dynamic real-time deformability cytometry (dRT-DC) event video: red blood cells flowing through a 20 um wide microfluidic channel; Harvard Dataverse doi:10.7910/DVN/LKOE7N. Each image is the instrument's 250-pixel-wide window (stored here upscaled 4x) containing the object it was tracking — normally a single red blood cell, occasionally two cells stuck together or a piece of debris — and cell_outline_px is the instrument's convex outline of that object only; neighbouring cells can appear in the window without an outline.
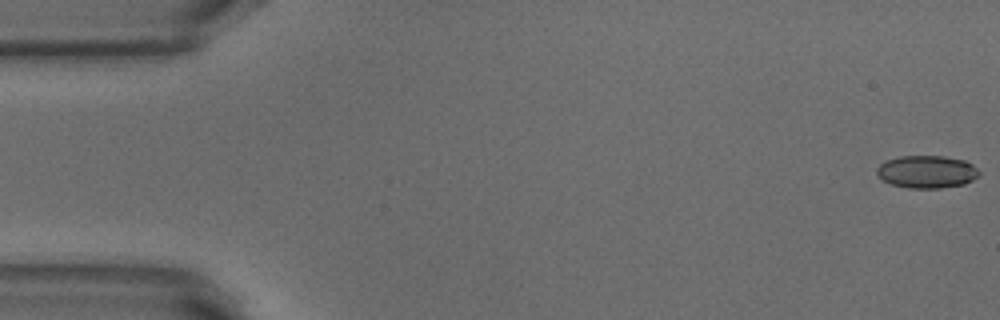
{"species": "common noctule bat (a hibernating species)", "species_latin": "Nyctalus noctula", "temperature_condition": "warm", "stored_images_in_passage": 50, "camera_frame_rate_fps": 3000, "um_per_image_px": 0.085, "animal": {"sex": "male", "body_mass_g": 18.8}, "frame": {"image": 1, "passage_image": 1, "time_ms": 0.0, "image_size_px": [1000, 320], "cell_outline_px": [[980, 176], [964, 184], [940, 188], [908, 188], [892, 184], [884, 180], [876, 172], [876, 168], [880, 164], [888, 160], [900, 156], [944, 156], [964, 160], [972, 164], [980, 172]], "centroid_in_image_um": [78.81, 14.6], "position_along_channel_um": 6.2, "area_um2": 19.36}}
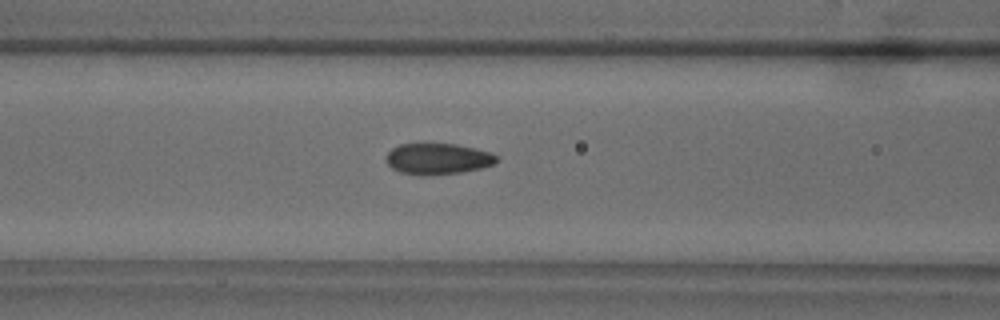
{"frame": {"image": 2, "passage_image": 21, "time_ms": 6.667, "image_size_px": [1000, 320], "cell_outline_px": [[500, 160], [496, 164], [480, 168], [460, 172], [428, 176], [420, 176], [400, 172], [392, 168], [388, 164], [384, 156], [392, 148], [400, 144], [456, 144], [476, 148], [492, 152]], "centroid_in_image_um": [37.22, 13.51], "position_along_channel_um": 129.4, "area_um2": 20.29}}
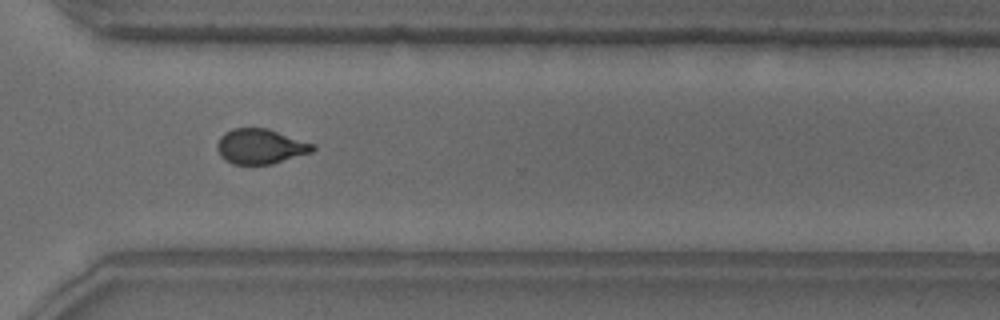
{"frame": {"image": 3, "passage_image": 38, "time_ms": 12.333, "image_size_px": [1000, 320], "cell_outline_px": [[316, 148], [312, 152], [272, 164], [232, 164], [224, 160], [220, 156], [216, 148], [216, 144], [220, 136], [224, 132], [232, 128], [268, 128], [316, 144]], "centroid_in_image_um": [22.13, 12.44], "position_along_channel_um": 348.5, "area_um2": 19.83}, "authors_computed_cell_mechanics": {"area_um2": 19.9988, "velocity_mm_per_s": 3.8714, "shape_relaxation_time_tau1_ms": 6.6109, "shape_relaxation_time_tau2_ms": 0.9872, "deformation_change_tau1": 0.1623, "deformation_change_tau2": 0.0621}}